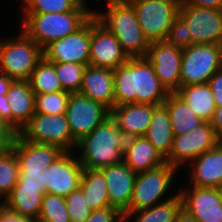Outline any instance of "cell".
Returning a JSON list of instances; mask_svg holds the SVG:
<instances>
[{"label":"cell","instance_id":"e575fe53","mask_svg":"<svg viewBox=\"0 0 222 222\" xmlns=\"http://www.w3.org/2000/svg\"><path fill=\"white\" fill-rule=\"evenodd\" d=\"M22 13H61L75 10L80 0H20Z\"/></svg>","mask_w":222,"mask_h":222},{"label":"cell","instance_id":"7a4b0ae2","mask_svg":"<svg viewBox=\"0 0 222 222\" xmlns=\"http://www.w3.org/2000/svg\"><path fill=\"white\" fill-rule=\"evenodd\" d=\"M103 11L93 10L98 22L112 33L130 57H145L150 42L144 36L133 6L127 0H106Z\"/></svg>","mask_w":222,"mask_h":222},{"label":"cell","instance_id":"d6a6232c","mask_svg":"<svg viewBox=\"0 0 222 222\" xmlns=\"http://www.w3.org/2000/svg\"><path fill=\"white\" fill-rule=\"evenodd\" d=\"M37 222H71L65 197L46 193L42 198Z\"/></svg>","mask_w":222,"mask_h":222},{"label":"cell","instance_id":"3957f363","mask_svg":"<svg viewBox=\"0 0 222 222\" xmlns=\"http://www.w3.org/2000/svg\"><path fill=\"white\" fill-rule=\"evenodd\" d=\"M127 137L115 121L107 118L91 133L77 142L78 159L83 168L101 169L123 162Z\"/></svg>","mask_w":222,"mask_h":222},{"label":"cell","instance_id":"ffe728a7","mask_svg":"<svg viewBox=\"0 0 222 222\" xmlns=\"http://www.w3.org/2000/svg\"><path fill=\"white\" fill-rule=\"evenodd\" d=\"M79 93L101 103L111 111L115 106L113 70L86 66Z\"/></svg>","mask_w":222,"mask_h":222},{"label":"cell","instance_id":"681fc988","mask_svg":"<svg viewBox=\"0 0 222 222\" xmlns=\"http://www.w3.org/2000/svg\"><path fill=\"white\" fill-rule=\"evenodd\" d=\"M4 139V136L0 133V141Z\"/></svg>","mask_w":222,"mask_h":222},{"label":"cell","instance_id":"6da1fadb","mask_svg":"<svg viewBox=\"0 0 222 222\" xmlns=\"http://www.w3.org/2000/svg\"><path fill=\"white\" fill-rule=\"evenodd\" d=\"M115 106L126 103L162 105L169 92L146 57H130L113 70Z\"/></svg>","mask_w":222,"mask_h":222},{"label":"cell","instance_id":"8fae6325","mask_svg":"<svg viewBox=\"0 0 222 222\" xmlns=\"http://www.w3.org/2000/svg\"><path fill=\"white\" fill-rule=\"evenodd\" d=\"M65 115L72 137L78 142L109 118L110 110L101 103L77 92L70 93Z\"/></svg>","mask_w":222,"mask_h":222},{"label":"cell","instance_id":"c3c4849f","mask_svg":"<svg viewBox=\"0 0 222 222\" xmlns=\"http://www.w3.org/2000/svg\"><path fill=\"white\" fill-rule=\"evenodd\" d=\"M172 1L178 3L179 5H182L185 2V0H172Z\"/></svg>","mask_w":222,"mask_h":222},{"label":"cell","instance_id":"74e56055","mask_svg":"<svg viewBox=\"0 0 222 222\" xmlns=\"http://www.w3.org/2000/svg\"><path fill=\"white\" fill-rule=\"evenodd\" d=\"M165 41L181 49L193 45L188 27L179 16L175 18L173 24L171 25Z\"/></svg>","mask_w":222,"mask_h":222},{"label":"cell","instance_id":"cb8c5ba5","mask_svg":"<svg viewBox=\"0 0 222 222\" xmlns=\"http://www.w3.org/2000/svg\"><path fill=\"white\" fill-rule=\"evenodd\" d=\"M123 162L135 173L145 172L166 163L165 158L144 136L127 139Z\"/></svg>","mask_w":222,"mask_h":222},{"label":"cell","instance_id":"ba28073f","mask_svg":"<svg viewBox=\"0 0 222 222\" xmlns=\"http://www.w3.org/2000/svg\"><path fill=\"white\" fill-rule=\"evenodd\" d=\"M19 134L32 143L55 145L65 152L77 151V142L72 137L65 113H35Z\"/></svg>","mask_w":222,"mask_h":222},{"label":"cell","instance_id":"ac0fdd59","mask_svg":"<svg viewBox=\"0 0 222 222\" xmlns=\"http://www.w3.org/2000/svg\"><path fill=\"white\" fill-rule=\"evenodd\" d=\"M74 152H64L45 169L46 193L66 197L80 187L83 166Z\"/></svg>","mask_w":222,"mask_h":222},{"label":"cell","instance_id":"d6986e66","mask_svg":"<svg viewBox=\"0 0 222 222\" xmlns=\"http://www.w3.org/2000/svg\"><path fill=\"white\" fill-rule=\"evenodd\" d=\"M105 178L109 204L124 214L130 207L137 173L124 162L99 169Z\"/></svg>","mask_w":222,"mask_h":222},{"label":"cell","instance_id":"44dd1931","mask_svg":"<svg viewBox=\"0 0 222 222\" xmlns=\"http://www.w3.org/2000/svg\"><path fill=\"white\" fill-rule=\"evenodd\" d=\"M189 165L191 167L188 170L190 185L220 188L222 186V141L215 148L198 156Z\"/></svg>","mask_w":222,"mask_h":222},{"label":"cell","instance_id":"b9f144b4","mask_svg":"<svg viewBox=\"0 0 222 222\" xmlns=\"http://www.w3.org/2000/svg\"><path fill=\"white\" fill-rule=\"evenodd\" d=\"M208 84L213 93V98L217 107L222 106V68L217 70L216 73L210 78Z\"/></svg>","mask_w":222,"mask_h":222},{"label":"cell","instance_id":"7402d4cb","mask_svg":"<svg viewBox=\"0 0 222 222\" xmlns=\"http://www.w3.org/2000/svg\"><path fill=\"white\" fill-rule=\"evenodd\" d=\"M154 105L126 103L114 106L111 118L127 138L145 136L150 126Z\"/></svg>","mask_w":222,"mask_h":222},{"label":"cell","instance_id":"ab89813d","mask_svg":"<svg viewBox=\"0 0 222 222\" xmlns=\"http://www.w3.org/2000/svg\"><path fill=\"white\" fill-rule=\"evenodd\" d=\"M0 133L6 137L12 135V112L7 95H0Z\"/></svg>","mask_w":222,"mask_h":222},{"label":"cell","instance_id":"d590c367","mask_svg":"<svg viewBox=\"0 0 222 222\" xmlns=\"http://www.w3.org/2000/svg\"><path fill=\"white\" fill-rule=\"evenodd\" d=\"M55 72L60 80L62 89L69 93L80 91L82 76L86 65L73 62L54 63Z\"/></svg>","mask_w":222,"mask_h":222},{"label":"cell","instance_id":"5bb4252c","mask_svg":"<svg viewBox=\"0 0 222 222\" xmlns=\"http://www.w3.org/2000/svg\"><path fill=\"white\" fill-rule=\"evenodd\" d=\"M91 17L74 33L52 41L43 49L44 57L53 63L73 62L89 65Z\"/></svg>","mask_w":222,"mask_h":222},{"label":"cell","instance_id":"7dc6e473","mask_svg":"<svg viewBox=\"0 0 222 222\" xmlns=\"http://www.w3.org/2000/svg\"><path fill=\"white\" fill-rule=\"evenodd\" d=\"M175 222H198V221L181 208V210L176 215Z\"/></svg>","mask_w":222,"mask_h":222},{"label":"cell","instance_id":"f907efd6","mask_svg":"<svg viewBox=\"0 0 222 222\" xmlns=\"http://www.w3.org/2000/svg\"><path fill=\"white\" fill-rule=\"evenodd\" d=\"M220 194H221V198H222V186L219 188Z\"/></svg>","mask_w":222,"mask_h":222},{"label":"cell","instance_id":"d4e9b609","mask_svg":"<svg viewBox=\"0 0 222 222\" xmlns=\"http://www.w3.org/2000/svg\"><path fill=\"white\" fill-rule=\"evenodd\" d=\"M166 158L174 140L172 124L164 104L154 105L150 126L144 136Z\"/></svg>","mask_w":222,"mask_h":222},{"label":"cell","instance_id":"8992f818","mask_svg":"<svg viewBox=\"0 0 222 222\" xmlns=\"http://www.w3.org/2000/svg\"><path fill=\"white\" fill-rule=\"evenodd\" d=\"M177 172L178 169L173 165L164 163L157 168L137 173L130 207L123 217L175 197L177 193L169 195V197L167 195L166 198L164 195L170 190Z\"/></svg>","mask_w":222,"mask_h":222},{"label":"cell","instance_id":"4316f807","mask_svg":"<svg viewBox=\"0 0 222 222\" xmlns=\"http://www.w3.org/2000/svg\"><path fill=\"white\" fill-rule=\"evenodd\" d=\"M169 114L174 136L190 132L191 129L205 122L196 116L189 105L175 92L169 93L163 103Z\"/></svg>","mask_w":222,"mask_h":222},{"label":"cell","instance_id":"f35d334b","mask_svg":"<svg viewBox=\"0 0 222 222\" xmlns=\"http://www.w3.org/2000/svg\"><path fill=\"white\" fill-rule=\"evenodd\" d=\"M85 222H124V217L118 209L109 206L93 210Z\"/></svg>","mask_w":222,"mask_h":222},{"label":"cell","instance_id":"60d3db41","mask_svg":"<svg viewBox=\"0 0 222 222\" xmlns=\"http://www.w3.org/2000/svg\"><path fill=\"white\" fill-rule=\"evenodd\" d=\"M18 184L22 187L45 188V169L41 173H20Z\"/></svg>","mask_w":222,"mask_h":222},{"label":"cell","instance_id":"277c9868","mask_svg":"<svg viewBox=\"0 0 222 222\" xmlns=\"http://www.w3.org/2000/svg\"><path fill=\"white\" fill-rule=\"evenodd\" d=\"M81 3L75 10L61 13H22V30L44 49L52 41L78 30L92 15L93 9ZM92 9V10H91Z\"/></svg>","mask_w":222,"mask_h":222},{"label":"cell","instance_id":"2e32d148","mask_svg":"<svg viewBox=\"0 0 222 222\" xmlns=\"http://www.w3.org/2000/svg\"><path fill=\"white\" fill-rule=\"evenodd\" d=\"M178 193L182 199V209L198 222H222V198L219 188L189 185Z\"/></svg>","mask_w":222,"mask_h":222},{"label":"cell","instance_id":"4dcf8cb0","mask_svg":"<svg viewBox=\"0 0 222 222\" xmlns=\"http://www.w3.org/2000/svg\"><path fill=\"white\" fill-rule=\"evenodd\" d=\"M19 165L14 150L0 141V197L2 201L10 194L19 181Z\"/></svg>","mask_w":222,"mask_h":222},{"label":"cell","instance_id":"bcb514c9","mask_svg":"<svg viewBox=\"0 0 222 222\" xmlns=\"http://www.w3.org/2000/svg\"><path fill=\"white\" fill-rule=\"evenodd\" d=\"M12 81L6 74L0 72V95L7 94Z\"/></svg>","mask_w":222,"mask_h":222},{"label":"cell","instance_id":"7bdbcfd3","mask_svg":"<svg viewBox=\"0 0 222 222\" xmlns=\"http://www.w3.org/2000/svg\"><path fill=\"white\" fill-rule=\"evenodd\" d=\"M0 222H37L36 220L23 216L20 213L8 209L0 203Z\"/></svg>","mask_w":222,"mask_h":222},{"label":"cell","instance_id":"816d5d0a","mask_svg":"<svg viewBox=\"0 0 222 222\" xmlns=\"http://www.w3.org/2000/svg\"><path fill=\"white\" fill-rule=\"evenodd\" d=\"M82 3H84V4H86L85 2H86V0H80Z\"/></svg>","mask_w":222,"mask_h":222},{"label":"cell","instance_id":"30bf717a","mask_svg":"<svg viewBox=\"0 0 222 222\" xmlns=\"http://www.w3.org/2000/svg\"><path fill=\"white\" fill-rule=\"evenodd\" d=\"M221 141L211 123L205 121L190 132L174 136L171 150L165 161L180 170V167L185 166L187 162L190 164L201 154L215 148Z\"/></svg>","mask_w":222,"mask_h":222},{"label":"cell","instance_id":"5b68a950","mask_svg":"<svg viewBox=\"0 0 222 222\" xmlns=\"http://www.w3.org/2000/svg\"><path fill=\"white\" fill-rule=\"evenodd\" d=\"M17 36L0 40V72L12 80H29L43 49L22 29Z\"/></svg>","mask_w":222,"mask_h":222},{"label":"cell","instance_id":"f6af8a7d","mask_svg":"<svg viewBox=\"0 0 222 222\" xmlns=\"http://www.w3.org/2000/svg\"><path fill=\"white\" fill-rule=\"evenodd\" d=\"M210 123L216 134L222 139V106L216 108Z\"/></svg>","mask_w":222,"mask_h":222},{"label":"cell","instance_id":"9c48e42d","mask_svg":"<svg viewBox=\"0 0 222 222\" xmlns=\"http://www.w3.org/2000/svg\"><path fill=\"white\" fill-rule=\"evenodd\" d=\"M134 8L147 40L164 41L178 16L180 5L172 0H127Z\"/></svg>","mask_w":222,"mask_h":222},{"label":"cell","instance_id":"484cf974","mask_svg":"<svg viewBox=\"0 0 222 222\" xmlns=\"http://www.w3.org/2000/svg\"><path fill=\"white\" fill-rule=\"evenodd\" d=\"M45 194L46 188L22 187L17 183L1 203L8 209L37 221Z\"/></svg>","mask_w":222,"mask_h":222},{"label":"cell","instance_id":"8d00e7d4","mask_svg":"<svg viewBox=\"0 0 222 222\" xmlns=\"http://www.w3.org/2000/svg\"><path fill=\"white\" fill-rule=\"evenodd\" d=\"M65 203L71 222H85L93 211L80 187L65 197Z\"/></svg>","mask_w":222,"mask_h":222},{"label":"cell","instance_id":"836d02e7","mask_svg":"<svg viewBox=\"0 0 222 222\" xmlns=\"http://www.w3.org/2000/svg\"><path fill=\"white\" fill-rule=\"evenodd\" d=\"M69 98L70 93L67 91L35 94V113L64 114L67 110Z\"/></svg>","mask_w":222,"mask_h":222},{"label":"cell","instance_id":"ee69618b","mask_svg":"<svg viewBox=\"0 0 222 222\" xmlns=\"http://www.w3.org/2000/svg\"><path fill=\"white\" fill-rule=\"evenodd\" d=\"M182 5H192L197 7L222 9V0H185Z\"/></svg>","mask_w":222,"mask_h":222},{"label":"cell","instance_id":"e0dca14e","mask_svg":"<svg viewBox=\"0 0 222 222\" xmlns=\"http://www.w3.org/2000/svg\"><path fill=\"white\" fill-rule=\"evenodd\" d=\"M128 59L116 37L92 15L89 65L114 70Z\"/></svg>","mask_w":222,"mask_h":222},{"label":"cell","instance_id":"4fadbf2b","mask_svg":"<svg viewBox=\"0 0 222 222\" xmlns=\"http://www.w3.org/2000/svg\"><path fill=\"white\" fill-rule=\"evenodd\" d=\"M3 140L14 150L20 173H41L65 152L55 145L32 143L19 133Z\"/></svg>","mask_w":222,"mask_h":222},{"label":"cell","instance_id":"f1b7e54d","mask_svg":"<svg viewBox=\"0 0 222 222\" xmlns=\"http://www.w3.org/2000/svg\"><path fill=\"white\" fill-rule=\"evenodd\" d=\"M80 188L85 201L92 210L110 206L107 184L103 173L99 169L84 168Z\"/></svg>","mask_w":222,"mask_h":222},{"label":"cell","instance_id":"83f0119b","mask_svg":"<svg viewBox=\"0 0 222 222\" xmlns=\"http://www.w3.org/2000/svg\"><path fill=\"white\" fill-rule=\"evenodd\" d=\"M194 111L196 116L210 122L217 106L208 83L180 87L176 92Z\"/></svg>","mask_w":222,"mask_h":222},{"label":"cell","instance_id":"f546056e","mask_svg":"<svg viewBox=\"0 0 222 222\" xmlns=\"http://www.w3.org/2000/svg\"><path fill=\"white\" fill-rule=\"evenodd\" d=\"M182 208V199L179 193L167 201L145 208L134 213L128 214L124 222L130 219L132 222H175L177 213ZM135 216V217H134Z\"/></svg>","mask_w":222,"mask_h":222},{"label":"cell","instance_id":"52a82bcc","mask_svg":"<svg viewBox=\"0 0 222 222\" xmlns=\"http://www.w3.org/2000/svg\"><path fill=\"white\" fill-rule=\"evenodd\" d=\"M221 68V44L190 45L182 49L181 87L208 83Z\"/></svg>","mask_w":222,"mask_h":222},{"label":"cell","instance_id":"9a60e30c","mask_svg":"<svg viewBox=\"0 0 222 222\" xmlns=\"http://www.w3.org/2000/svg\"><path fill=\"white\" fill-rule=\"evenodd\" d=\"M152 64L155 74L169 93L181 87L182 49L164 41L152 42L145 56Z\"/></svg>","mask_w":222,"mask_h":222},{"label":"cell","instance_id":"603a6c76","mask_svg":"<svg viewBox=\"0 0 222 222\" xmlns=\"http://www.w3.org/2000/svg\"><path fill=\"white\" fill-rule=\"evenodd\" d=\"M6 95L12 112V134H18L35 114V92L29 80H13Z\"/></svg>","mask_w":222,"mask_h":222},{"label":"cell","instance_id":"7c38bea8","mask_svg":"<svg viewBox=\"0 0 222 222\" xmlns=\"http://www.w3.org/2000/svg\"><path fill=\"white\" fill-rule=\"evenodd\" d=\"M178 16L187 25L193 44L222 43V9L180 5Z\"/></svg>","mask_w":222,"mask_h":222},{"label":"cell","instance_id":"1f68e13d","mask_svg":"<svg viewBox=\"0 0 222 222\" xmlns=\"http://www.w3.org/2000/svg\"><path fill=\"white\" fill-rule=\"evenodd\" d=\"M29 83L35 94L64 91L55 72L54 63L43 57L33 70Z\"/></svg>","mask_w":222,"mask_h":222}]
</instances>
